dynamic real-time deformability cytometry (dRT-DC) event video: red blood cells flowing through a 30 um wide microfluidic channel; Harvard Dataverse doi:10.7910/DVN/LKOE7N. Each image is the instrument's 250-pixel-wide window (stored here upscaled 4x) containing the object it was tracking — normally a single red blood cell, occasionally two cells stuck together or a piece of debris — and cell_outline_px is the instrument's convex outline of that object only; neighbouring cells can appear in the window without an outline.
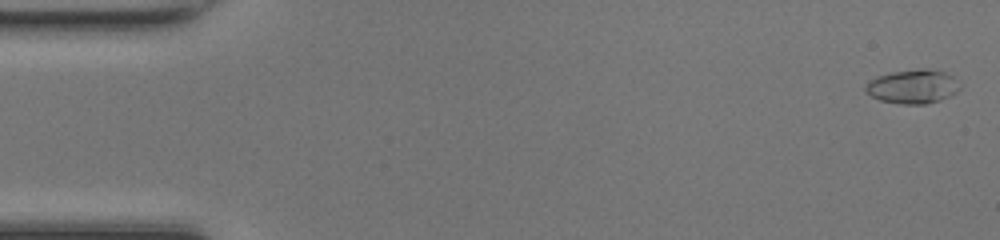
{"species": "common noctule bat (a hibernating species)", "species_latin": "Nyctalus noctula", "temperature_condition": "room temperature", "stored_images_in_passage": 4, "camera_frame_rate_fps": 3000, "um_per_image_px": 0.085, "animal": {"sex": "female", "body_mass_g": 17.0, "forearm_length_mm": 48.0}, "frame": {"image": 1, "passage_image": 1, "time_ms": 0.0, "image_size_px": [1000, 240], "cell_outline_px": [[960, 88], [956, 92], [940, 100], [924, 104], [904, 104], [880, 100], [864, 92], [864, 88], [876, 76], [892, 72], [924, 68], [928, 68], [944, 72], [952, 76], [960, 84]], "centroid_in_image_um": [77.59, 7.35], "position_along_channel_um": 7.4, "area_um2": 18.5}}